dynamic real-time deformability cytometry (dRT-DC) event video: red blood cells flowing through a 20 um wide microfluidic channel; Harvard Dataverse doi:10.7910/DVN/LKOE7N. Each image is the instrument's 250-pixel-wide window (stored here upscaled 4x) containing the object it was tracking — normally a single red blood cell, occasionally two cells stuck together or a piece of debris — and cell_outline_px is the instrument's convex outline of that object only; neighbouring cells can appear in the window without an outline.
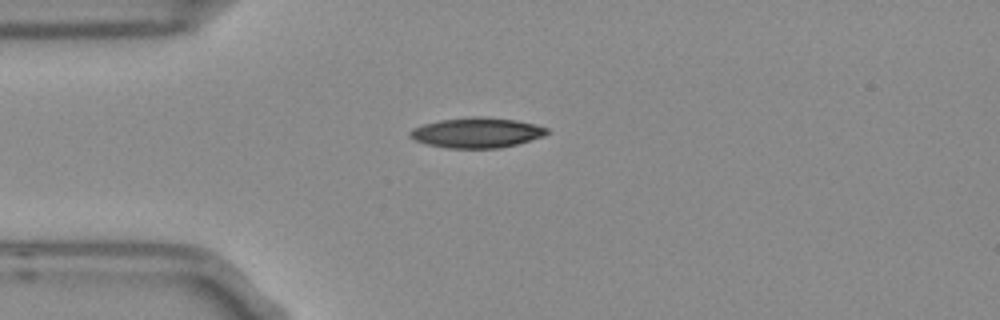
{"species": "Egyptian fruit bat (a non-hibernating species)", "species_latin": "Rousettus aegyptiacus", "temperature_condition": "room temperature", "stored_images_in_passage": 1, "camera_frame_rate_fps": 3000, "um_per_image_px": 0.085, "frame": {"image": 1, "passage_image": 1, "time_ms": 0.0, "image_size_px": [1000, 320], "cell_outline_px": [[548, 132], [544, 136], [516, 144], [500, 148], [444, 148], [424, 144], [408, 136], [408, 132], [412, 128], [424, 124], [440, 120], [472, 116], [480, 116], [516, 120], [536, 124], [548, 128]], "centroid_in_image_um": [40.5, 11.28], "position_along_channel_um": 44.5, "area_um2": 24.22}}